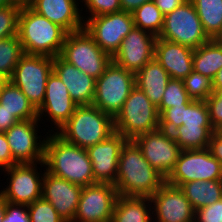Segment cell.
I'll return each mask as SVG.
<instances>
[{"label": "cell", "instance_id": "cell-1", "mask_svg": "<svg viewBox=\"0 0 222 222\" xmlns=\"http://www.w3.org/2000/svg\"><path fill=\"white\" fill-rule=\"evenodd\" d=\"M166 178L143 157L133 140H127L121 148L116 176L117 194L125 197H151Z\"/></svg>", "mask_w": 222, "mask_h": 222}, {"label": "cell", "instance_id": "cell-2", "mask_svg": "<svg viewBox=\"0 0 222 222\" xmlns=\"http://www.w3.org/2000/svg\"><path fill=\"white\" fill-rule=\"evenodd\" d=\"M46 135L44 164L47 172L81 187L97 183L86 149L65 141L56 132L48 130Z\"/></svg>", "mask_w": 222, "mask_h": 222}, {"label": "cell", "instance_id": "cell-3", "mask_svg": "<svg viewBox=\"0 0 222 222\" xmlns=\"http://www.w3.org/2000/svg\"><path fill=\"white\" fill-rule=\"evenodd\" d=\"M17 35L25 54L54 58L61 54L67 32L31 7H22Z\"/></svg>", "mask_w": 222, "mask_h": 222}, {"label": "cell", "instance_id": "cell-4", "mask_svg": "<svg viewBox=\"0 0 222 222\" xmlns=\"http://www.w3.org/2000/svg\"><path fill=\"white\" fill-rule=\"evenodd\" d=\"M56 133L65 141L87 149L115 133L114 117L94 105L77 106Z\"/></svg>", "mask_w": 222, "mask_h": 222}, {"label": "cell", "instance_id": "cell-5", "mask_svg": "<svg viewBox=\"0 0 222 222\" xmlns=\"http://www.w3.org/2000/svg\"><path fill=\"white\" fill-rule=\"evenodd\" d=\"M115 132L127 140H134L159 128L157 107L136 85L114 117Z\"/></svg>", "mask_w": 222, "mask_h": 222}, {"label": "cell", "instance_id": "cell-6", "mask_svg": "<svg viewBox=\"0 0 222 222\" xmlns=\"http://www.w3.org/2000/svg\"><path fill=\"white\" fill-rule=\"evenodd\" d=\"M135 87V73L111 61L96 79L92 105L115 117Z\"/></svg>", "mask_w": 222, "mask_h": 222}, {"label": "cell", "instance_id": "cell-7", "mask_svg": "<svg viewBox=\"0 0 222 222\" xmlns=\"http://www.w3.org/2000/svg\"><path fill=\"white\" fill-rule=\"evenodd\" d=\"M60 56L94 79H98L112 61L85 29L67 33Z\"/></svg>", "mask_w": 222, "mask_h": 222}, {"label": "cell", "instance_id": "cell-8", "mask_svg": "<svg viewBox=\"0 0 222 222\" xmlns=\"http://www.w3.org/2000/svg\"><path fill=\"white\" fill-rule=\"evenodd\" d=\"M52 71V57L24 54L8 80L38 109L44 101L47 79Z\"/></svg>", "mask_w": 222, "mask_h": 222}, {"label": "cell", "instance_id": "cell-9", "mask_svg": "<svg viewBox=\"0 0 222 222\" xmlns=\"http://www.w3.org/2000/svg\"><path fill=\"white\" fill-rule=\"evenodd\" d=\"M158 38L192 49L210 40L190 0L164 16L163 28Z\"/></svg>", "mask_w": 222, "mask_h": 222}, {"label": "cell", "instance_id": "cell-10", "mask_svg": "<svg viewBox=\"0 0 222 222\" xmlns=\"http://www.w3.org/2000/svg\"><path fill=\"white\" fill-rule=\"evenodd\" d=\"M45 167L44 162L15 164L5 168L8 176L6 188L0 190V195L7 203L29 205L42 198V181L44 173L38 172L37 165Z\"/></svg>", "mask_w": 222, "mask_h": 222}, {"label": "cell", "instance_id": "cell-11", "mask_svg": "<svg viewBox=\"0 0 222 222\" xmlns=\"http://www.w3.org/2000/svg\"><path fill=\"white\" fill-rule=\"evenodd\" d=\"M222 165L209 150H182L174 169L166 178V183L180 187L195 180H219Z\"/></svg>", "mask_w": 222, "mask_h": 222}, {"label": "cell", "instance_id": "cell-12", "mask_svg": "<svg viewBox=\"0 0 222 222\" xmlns=\"http://www.w3.org/2000/svg\"><path fill=\"white\" fill-rule=\"evenodd\" d=\"M133 27L132 13L125 11L90 17L84 22L87 33L111 57Z\"/></svg>", "mask_w": 222, "mask_h": 222}, {"label": "cell", "instance_id": "cell-13", "mask_svg": "<svg viewBox=\"0 0 222 222\" xmlns=\"http://www.w3.org/2000/svg\"><path fill=\"white\" fill-rule=\"evenodd\" d=\"M116 187L111 183H94L82 188L73 222H111Z\"/></svg>", "mask_w": 222, "mask_h": 222}, {"label": "cell", "instance_id": "cell-14", "mask_svg": "<svg viewBox=\"0 0 222 222\" xmlns=\"http://www.w3.org/2000/svg\"><path fill=\"white\" fill-rule=\"evenodd\" d=\"M143 157L165 178L174 169L182 149L172 134L161 128L139 135L133 140Z\"/></svg>", "mask_w": 222, "mask_h": 222}, {"label": "cell", "instance_id": "cell-15", "mask_svg": "<svg viewBox=\"0 0 222 222\" xmlns=\"http://www.w3.org/2000/svg\"><path fill=\"white\" fill-rule=\"evenodd\" d=\"M39 123V119L19 121L4 132L17 164L44 162L46 138L38 135Z\"/></svg>", "mask_w": 222, "mask_h": 222}, {"label": "cell", "instance_id": "cell-16", "mask_svg": "<svg viewBox=\"0 0 222 222\" xmlns=\"http://www.w3.org/2000/svg\"><path fill=\"white\" fill-rule=\"evenodd\" d=\"M157 37L140 28L133 27L123 39L112 61L136 73L154 59Z\"/></svg>", "mask_w": 222, "mask_h": 222}, {"label": "cell", "instance_id": "cell-17", "mask_svg": "<svg viewBox=\"0 0 222 222\" xmlns=\"http://www.w3.org/2000/svg\"><path fill=\"white\" fill-rule=\"evenodd\" d=\"M150 198L153 222H194L195 210L179 187L165 182Z\"/></svg>", "mask_w": 222, "mask_h": 222}, {"label": "cell", "instance_id": "cell-18", "mask_svg": "<svg viewBox=\"0 0 222 222\" xmlns=\"http://www.w3.org/2000/svg\"><path fill=\"white\" fill-rule=\"evenodd\" d=\"M77 106L70 97L66 85L52 71L47 79L44 101L37 109L38 119L42 121L43 115L44 117L47 116L51 123L56 125L52 127V129H56H51V132L58 131L70 119Z\"/></svg>", "mask_w": 222, "mask_h": 222}, {"label": "cell", "instance_id": "cell-19", "mask_svg": "<svg viewBox=\"0 0 222 222\" xmlns=\"http://www.w3.org/2000/svg\"><path fill=\"white\" fill-rule=\"evenodd\" d=\"M126 141L125 137L115 132L106 140L86 149L96 182L115 184L119 155Z\"/></svg>", "mask_w": 222, "mask_h": 222}, {"label": "cell", "instance_id": "cell-20", "mask_svg": "<svg viewBox=\"0 0 222 222\" xmlns=\"http://www.w3.org/2000/svg\"><path fill=\"white\" fill-rule=\"evenodd\" d=\"M44 171L42 198L52 204L66 221L73 222L82 191L81 186Z\"/></svg>", "mask_w": 222, "mask_h": 222}, {"label": "cell", "instance_id": "cell-21", "mask_svg": "<svg viewBox=\"0 0 222 222\" xmlns=\"http://www.w3.org/2000/svg\"><path fill=\"white\" fill-rule=\"evenodd\" d=\"M53 71L66 85L70 97L78 105H92L96 79L65 61L60 55L53 58Z\"/></svg>", "mask_w": 222, "mask_h": 222}, {"label": "cell", "instance_id": "cell-22", "mask_svg": "<svg viewBox=\"0 0 222 222\" xmlns=\"http://www.w3.org/2000/svg\"><path fill=\"white\" fill-rule=\"evenodd\" d=\"M77 1L80 0H35L30 7L71 33L84 29L83 10L78 8Z\"/></svg>", "mask_w": 222, "mask_h": 222}, {"label": "cell", "instance_id": "cell-23", "mask_svg": "<svg viewBox=\"0 0 222 222\" xmlns=\"http://www.w3.org/2000/svg\"><path fill=\"white\" fill-rule=\"evenodd\" d=\"M194 49L157 37L154 58L171 79H184L193 71Z\"/></svg>", "mask_w": 222, "mask_h": 222}, {"label": "cell", "instance_id": "cell-24", "mask_svg": "<svg viewBox=\"0 0 222 222\" xmlns=\"http://www.w3.org/2000/svg\"><path fill=\"white\" fill-rule=\"evenodd\" d=\"M170 76L154 58L135 73V85L158 107L162 101Z\"/></svg>", "mask_w": 222, "mask_h": 222}, {"label": "cell", "instance_id": "cell-25", "mask_svg": "<svg viewBox=\"0 0 222 222\" xmlns=\"http://www.w3.org/2000/svg\"><path fill=\"white\" fill-rule=\"evenodd\" d=\"M111 222H153L151 198L118 195Z\"/></svg>", "mask_w": 222, "mask_h": 222}, {"label": "cell", "instance_id": "cell-26", "mask_svg": "<svg viewBox=\"0 0 222 222\" xmlns=\"http://www.w3.org/2000/svg\"><path fill=\"white\" fill-rule=\"evenodd\" d=\"M0 111L13 114L19 121L38 119L37 109L10 80L0 89Z\"/></svg>", "mask_w": 222, "mask_h": 222}, {"label": "cell", "instance_id": "cell-27", "mask_svg": "<svg viewBox=\"0 0 222 222\" xmlns=\"http://www.w3.org/2000/svg\"><path fill=\"white\" fill-rule=\"evenodd\" d=\"M194 210L211 205L222 198V185L219 180H195L179 187Z\"/></svg>", "mask_w": 222, "mask_h": 222}, {"label": "cell", "instance_id": "cell-28", "mask_svg": "<svg viewBox=\"0 0 222 222\" xmlns=\"http://www.w3.org/2000/svg\"><path fill=\"white\" fill-rule=\"evenodd\" d=\"M222 68V43L210 39L193 51V70L213 79Z\"/></svg>", "mask_w": 222, "mask_h": 222}, {"label": "cell", "instance_id": "cell-29", "mask_svg": "<svg viewBox=\"0 0 222 222\" xmlns=\"http://www.w3.org/2000/svg\"><path fill=\"white\" fill-rule=\"evenodd\" d=\"M196 9L204 31L216 39L222 31V0H190Z\"/></svg>", "mask_w": 222, "mask_h": 222}, {"label": "cell", "instance_id": "cell-30", "mask_svg": "<svg viewBox=\"0 0 222 222\" xmlns=\"http://www.w3.org/2000/svg\"><path fill=\"white\" fill-rule=\"evenodd\" d=\"M215 132L213 127H187L181 125L171 134L182 150H201L208 147L211 135Z\"/></svg>", "mask_w": 222, "mask_h": 222}, {"label": "cell", "instance_id": "cell-31", "mask_svg": "<svg viewBox=\"0 0 222 222\" xmlns=\"http://www.w3.org/2000/svg\"><path fill=\"white\" fill-rule=\"evenodd\" d=\"M134 27L158 37L164 24V15L153 1L144 3L132 12Z\"/></svg>", "mask_w": 222, "mask_h": 222}, {"label": "cell", "instance_id": "cell-32", "mask_svg": "<svg viewBox=\"0 0 222 222\" xmlns=\"http://www.w3.org/2000/svg\"><path fill=\"white\" fill-rule=\"evenodd\" d=\"M18 35L0 40V73L9 79L24 55Z\"/></svg>", "mask_w": 222, "mask_h": 222}, {"label": "cell", "instance_id": "cell-33", "mask_svg": "<svg viewBox=\"0 0 222 222\" xmlns=\"http://www.w3.org/2000/svg\"><path fill=\"white\" fill-rule=\"evenodd\" d=\"M193 100L188 96L182 79H170L160 105L157 107L159 115L167 108L178 105H189Z\"/></svg>", "mask_w": 222, "mask_h": 222}, {"label": "cell", "instance_id": "cell-34", "mask_svg": "<svg viewBox=\"0 0 222 222\" xmlns=\"http://www.w3.org/2000/svg\"><path fill=\"white\" fill-rule=\"evenodd\" d=\"M183 83L192 100L205 101L213 93L212 79L194 70L183 79Z\"/></svg>", "mask_w": 222, "mask_h": 222}, {"label": "cell", "instance_id": "cell-35", "mask_svg": "<svg viewBox=\"0 0 222 222\" xmlns=\"http://www.w3.org/2000/svg\"><path fill=\"white\" fill-rule=\"evenodd\" d=\"M30 222H66L52 206L43 198L27 205Z\"/></svg>", "mask_w": 222, "mask_h": 222}, {"label": "cell", "instance_id": "cell-36", "mask_svg": "<svg viewBox=\"0 0 222 222\" xmlns=\"http://www.w3.org/2000/svg\"><path fill=\"white\" fill-rule=\"evenodd\" d=\"M182 125L187 127H212L206 102L193 100L185 109Z\"/></svg>", "mask_w": 222, "mask_h": 222}, {"label": "cell", "instance_id": "cell-37", "mask_svg": "<svg viewBox=\"0 0 222 222\" xmlns=\"http://www.w3.org/2000/svg\"><path fill=\"white\" fill-rule=\"evenodd\" d=\"M21 7L6 5L0 7V40L18 33V19Z\"/></svg>", "mask_w": 222, "mask_h": 222}, {"label": "cell", "instance_id": "cell-38", "mask_svg": "<svg viewBox=\"0 0 222 222\" xmlns=\"http://www.w3.org/2000/svg\"><path fill=\"white\" fill-rule=\"evenodd\" d=\"M188 105H178L165 109L159 115V128L171 133L183 124L185 109Z\"/></svg>", "mask_w": 222, "mask_h": 222}, {"label": "cell", "instance_id": "cell-39", "mask_svg": "<svg viewBox=\"0 0 222 222\" xmlns=\"http://www.w3.org/2000/svg\"><path fill=\"white\" fill-rule=\"evenodd\" d=\"M84 3L86 12L90 13L89 17H83V21L90 17L110 14L122 11L120 0H80ZM88 9V10H87Z\"/></svg>", "mask_w": 222, "mask_h": 222}, {"label": "cell", "instance_id": "cell-40", "mask_svg": "<svg viewBox=\"0 0 222 222\" xmlns=\"http://www.w3.org/2000/svg\"><path fill=\"white\" fill-rule=\"evenodd\" d=\"M194 222H222V198L195 210Z\"/></svg>", "mask_w": 222, "mask_h": 222}, {"label": "cell", "instance_id": "cell-41", "mask_svg": "<svg viewBox=\"0 0 222 222\" xmlns=\"http://www.w3.org/2000/svg\"><path fill=\"white\" fill-rule=\"evenodd\" d=\"M2 222H30L27 205L6 202V213Z\"/></svg>", "mask_w": 222, "mask_h": 222}, {"label": "cell", "instance_id": "cell-42", "mask_svg": "<svg viewBox=\"0 0 222 222\" xmlns=\"http://www.w3.org/2000/svg\"><path fill=\"white\" fill-rule=\"evenodd\" d=\"M209 119L212 127L216 131L222 125V103L221 99L215 98L212 94L205 100Z\"/></svg>", "mask_w": 222, "mask_h": 222}, {"label": "cell", "instance_id": "cell-43", "mask_svg": "<svg viewBox=\"0 0 222 222\" xmlns=\"http://www.w3.org/2000/svg\"><path fill=\"white\" fill-rule=\"evenodd\" d=\"M17 164L13 160L7 137L4 132H0V169L11 167Z\"/></svg>", "mask_w": 222, "mask_h": 222}, {"label": "cell", "instance_id": "cell-44", "mask_svg": "<svg viewBox=\"0 0 222 222\" xmlns=\"http://www.w3.org/2000/svg\"><path fill=\"white\" fill-rule=\"evenodd\" d=\"M210 154L222 165V134L215 131L209 140L208 147Z\"/></svg>", "mask_w": 222, "mask_h": 222}, {"label": "cell", "instance_id": "cell-45", "mask_svg": "<svg viewBox=\"0 0 222 222\" xmlns=\"http://www.w3.org/2000/svg\"><path fill=\"white\" fill-rule=\"evenodd\" d=\"M152 1L165 16L168 13H171L174 9L181 6L187 0H152Z\"/></svg>", "mask_w": 222, "mask_h": 222}, {"label": "cell", "instance_id": "cell-46", "mask_svg": "<svg viewBox=\"0 0 222 222\" xmlns=\"http://www.w3.org/2000/svg\"><path fill=\"white\" fill-rule=\"evenodd\" d=\"M17 122H19V120L13 114L6 111H0V132L7 131Z\"/></svg>", "mask_w": 222, "mask_h": 222}, {"label": "cell", "instance_id": "cell-47", "mask_svg": "<svg viewBox=\"0 0 222 222\" xmlns=\"http://www.w3.org/2000/svg\"><path fill=\"white\" fill-rule=\"evenodd\" d=\"M150 1L152 0H120L121 9L122 11L132 13L135 9Z\"/></svg>", "mask_w": 222, "mask_h": 222}, {"label": "cell", "instance_id": "cell-48", "mask_svg": "<svg viewBox=\"0 0 222 222\" xmlns=\"http://www.w3.org/2000/svg\"><path fill=\"white\" fill-rule=\"evenodd\" d=\"M213 88H222V68L216 73L212 79Z\"/></svg>", "mask_w": 222, "mask_h": 222}, {"label": "cell", "instance_id": "cell-49", "mask_svg": "<svg viewBox=\"0 0 222 222\" xmlns=\"http://www.w3.org/2000/svg\"><path fill=\"white\" fill-rule=\"evenodd\" d=\"M35 0H10V3L19 7H30Z\"/></svg>", "mask_w": 222, "mask_h": 222}, {"label": "cell", "instance_id": "cell-50", "mask_svg": "<svg viewBox=\"0 0 222 222\" xmlns=\"http://www.w3.org/2000/svg\"><path fill=\"white\" fill-rule=\"evenodd\" d=\"M5 213H6V201L0 195V222L3 221V218L5 217Z\"/></svg>", "mask_w": 222, "mask_h": 222}, {"label": "cell", "instance_id": "cell-51", "mask_svg": "<svg viewBox=\"0 0 222 222\" xmlns=\"http://www.w3.org/2000/svg\"><path fill=\"white\" fill-rule=\"evenodd\" d=\"M212 95L215 98L221 99V103H222V88H213Z\"/></svg>", "mask_w": 222, "mask_h": 222}, {"label": "cell", "instance_id": "cell-52", "mask_svg": "<svg viewBox=\"0 0 222 222\" xmlns=\"http://www.w3.org/2000/svg\"><path fill=\"white\" fill-rule=\"evenodd\" d=\"M7 80H8V79H7L4 75H2V74L0 73V89H1L2 85H3Z\"/></svg>", "mask_w": 222, "mask_h": 222}, {"label": "cell", "instance_id": "cell-53", "mask_svg": "<svg viewBox=\"0 0 222 222\" xmlns=\"http://www.w3.org/2000/svg\"><path fill=\"white\" fill-rule=\"evenodd\" d=\"M6 5H11L10 0H0V7Z\"/></svg>", "mask_w": 222, "mask_h": 222}, {"label": "cell", "instance_id": "cell-54", "mask_svg": "<svg viewBox=\"0 0 222 222\" xmlns=\"http://www.w3.org/2000/svg\"><path fill=\"white\" fill-rule=\"evenodd\" d=\"M216 40H218L219 42L222 43V31H221L220 35L216 38Z\"/></svg>", "mask_w": 222, "mask_h": 222}, {"label": "cell", "instance_id": "cell-55", "mask_svg": "<svg viewBox=\"0 0 222 222\" xmlns=\"http://www.w3.org/2000/svg\"><path fill=\"white\" fill-rule=\"evenodd\" d=\"M219 182H220V184L222 185V167H221Z\"/></svg>", "mask_w": 222, "mask_h": 222}, {"label": "cell", "instance_id": "cell-56", "mask_svg": "<svg viewBox=\"0 0 222 222\" xmlns=\"http://www.w3.org/2000/svg\"><path fill=\"white\" fill-rule=\"evenodd\" d=\"M218 133L222 134V125L216 130Z\"/></svg>", "mask_w": 222, "mask_h": 222}]
</instances>
